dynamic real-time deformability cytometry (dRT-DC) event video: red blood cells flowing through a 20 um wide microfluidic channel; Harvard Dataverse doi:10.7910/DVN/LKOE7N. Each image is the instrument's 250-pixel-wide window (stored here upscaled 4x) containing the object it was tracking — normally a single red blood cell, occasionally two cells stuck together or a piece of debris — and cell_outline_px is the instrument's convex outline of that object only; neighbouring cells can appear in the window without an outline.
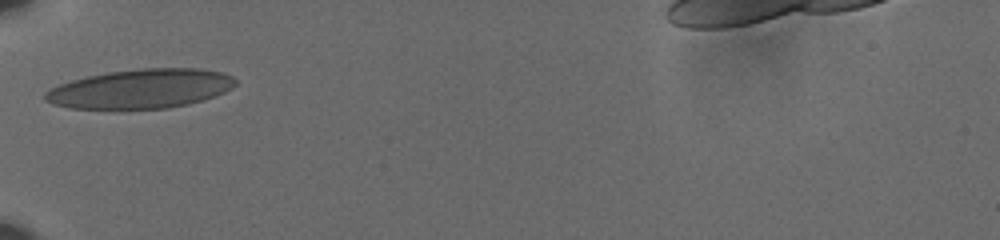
{"species": "human", "species_latin": "Homo sapiens", "temperature_condition": "cold", "stored_images_in_passage": 30, "camera_frame_rate_fps": 3000, "um_per_image_px": 0.085, "donor": {"sex": "male"}, "frame": {"image": 1, "passage_image": 1, "time_ms": 0.0, "image_size_px": [1000, 240], "cell_outline_px": [[236, 84], [232, 88], [224, 92], [188, 104], [168, 108], [68, 108], [52, 104], [44, 100], [44, 92], [60, 84], [72, 80], [88, 76], [108, 72], [140, 68], [200, 68], [220, 72], [232, 76], [236, 80]], "centroid_in_image_um": [11.95, 7.53], "position_along_channel_um": 73.1, "area_um2": 43.23}}
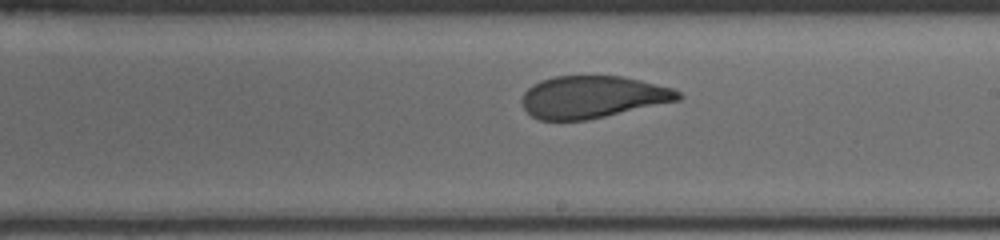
{"frame": {"image": 2, "passage_image": 15, "time_ms": 4.667, "image_size_px": [1000, 240], "cell_outline_px": [[684, 96], [680, 100], [588, 120], [536, 120], [524, 108], [520, 100], [524, 92], [532, 84], [540, 80], [556, 76], [624, 76], [672, 88], [680, 92]], "centroid_in_image_um": [50.36, 8.24], "position_along_channel_um": 238.6, "area_um2": 38.61}}
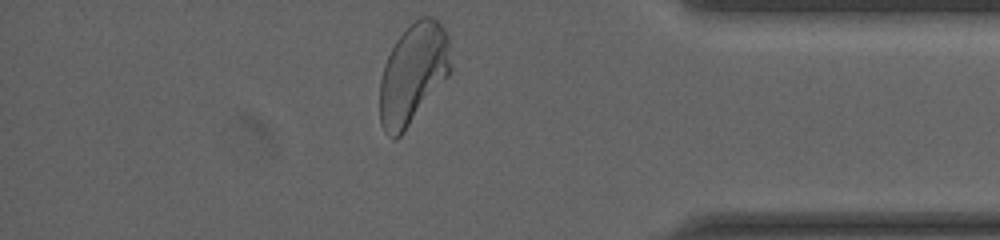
{"frame": {"image": 3, "passage_image": 30, "time_ms": 9.667, "image_size_px": [1000, 240], "cell_outline_px": [[452, 68], [448, 76], [404, 132], [396, 140], [392, 140], [384, 132], [380, 124], [380, 80], [384, 64], [396, 40], [420, 16], [432, 16], [444, 28], [448, 36]], "centroid_in_image_um": [35.11, 6.3], "position_along_channel_um": 400.1, "area_um2": 41.44}, "authors_computed_cell_mechanics": {"area_um2": 39.6219, "velocity_mm_per_s": 3.6074, "shape_relaxation_time_tau1_ms": 4.6872, "shape_relaxation_time_tau2_ms": 0.8456, "deformation_change_tau1": 0.1521, "deformation_change_tau2": 0.0676}}